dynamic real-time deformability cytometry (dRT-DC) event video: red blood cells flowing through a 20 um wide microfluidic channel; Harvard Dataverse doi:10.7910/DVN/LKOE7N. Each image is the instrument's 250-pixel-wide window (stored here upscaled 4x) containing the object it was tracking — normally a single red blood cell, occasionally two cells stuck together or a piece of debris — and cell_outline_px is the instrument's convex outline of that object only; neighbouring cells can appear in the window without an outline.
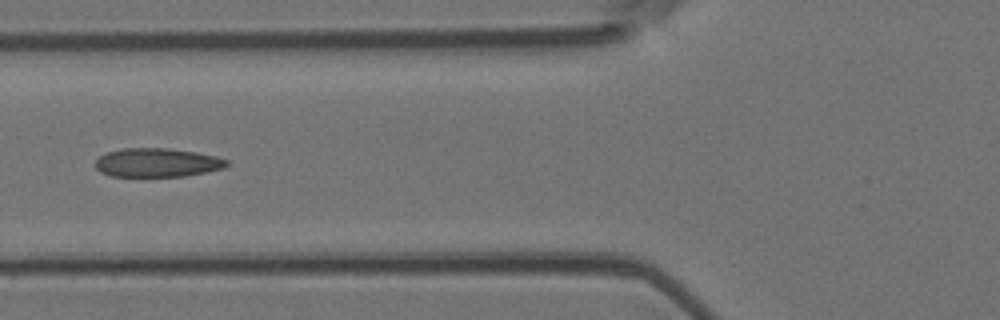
{"species": "Egyptian fruit bat (a non-hibernating species)", "species_latin": "Rousettus aegyptiacus", "temperature_condition": "room temperature", "stored_images_in_passage": 4, "camera_frame_rate_fps": 3000, "um_per_image_px": 0.085, "animal": {"sex": "female"}, "frame": {"image": 1, "passage_image": 3, "time_ms": 0.667, "image_size_px": [1000, 320], "cell_outline_px": [[228, 164], [224, 168], [184, 176], [112, 176], [100, 172], [96, 168], [96, 160], [100, 156], [108, 152], [120, 148], [168, 148], [196, 152], [216, 156], [228, 160]], "centroid_in_image_um": [13.35, 13.81], "position_along_channel_um": 112.4, "area_um2": 21.96}}